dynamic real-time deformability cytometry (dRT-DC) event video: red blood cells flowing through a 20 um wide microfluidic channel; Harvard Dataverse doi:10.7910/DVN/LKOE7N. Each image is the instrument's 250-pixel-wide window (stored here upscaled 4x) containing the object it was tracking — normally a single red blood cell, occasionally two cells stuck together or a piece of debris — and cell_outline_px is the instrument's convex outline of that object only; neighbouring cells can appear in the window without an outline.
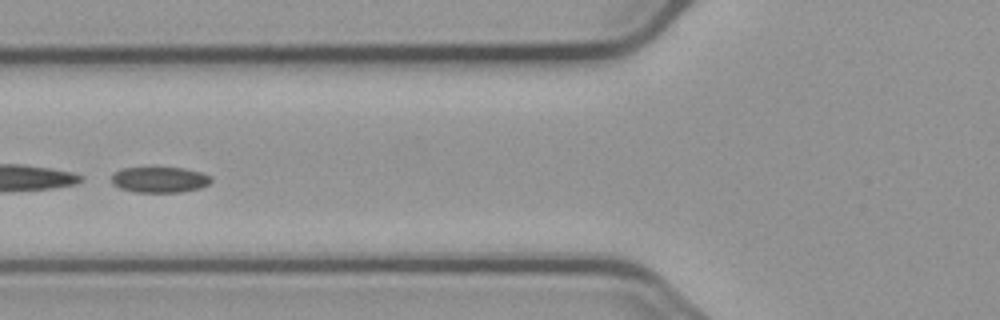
{"species": "common noctule bat (a hibernating species)", "species_latin": "Nyctalus noctula", "temperature_condition": "cold", "stored_images_in_passage": 9, "camera_frame_rate_fps": 3000, "um_per_image_px": 0.085, "animal": {"sex": "male", "body_mass_g": 23.1, "forearm_length_mm": 52.7}, "frame": {"image": 1, "passage_image": 6, "time_ms": 1.667, "image_size_px": [1000, 320], "cell_outline_px": [[212, 180], [208, 184], [200, 188], [180, 192], [136, 192], [120, 188], [112, 184], [112, 172], [120, 168], [184, 168], [200, 172], [212, 176]], "centroid_in_image_um": [13.55, 15.27], "position_along_channel_um": 112.2, "area_um2": 14.97}}